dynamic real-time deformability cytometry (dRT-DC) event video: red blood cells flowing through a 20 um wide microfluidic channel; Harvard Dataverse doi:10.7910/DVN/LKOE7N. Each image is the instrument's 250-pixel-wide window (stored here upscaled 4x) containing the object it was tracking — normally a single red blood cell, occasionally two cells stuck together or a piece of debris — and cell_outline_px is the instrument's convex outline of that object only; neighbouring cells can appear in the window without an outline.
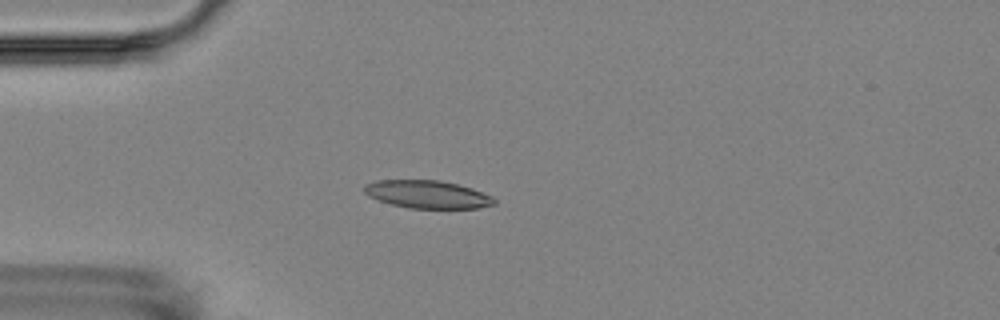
{"species": "Egyptian fruit bat (a non-hibernating species)", "species_latin": "Rousettus aegyptiacus", "temperature_condition": "room temperature", "stored_images_in_passage": 3, "camera_frame_rate_fps": 3000, "um_per_image_px": 0.085, "animal": {"sex": "female"}, "frame": {"image": 1, "passage_image": 3, "time_ms": 2.333, "image_size_px": [1000, 320], "cell_outline_px": [[496, 204], [476, 208], [408, 208], [392, 204], [368, 196], [364, 192], [364, 184], [376, 180], [440, 180], [472, 188], [492, 196], [496, 200]], "centroid_in_image_um": [36.33, 16.51], "position_along_channel_um": 48.7, "area_um2": 21.04}}